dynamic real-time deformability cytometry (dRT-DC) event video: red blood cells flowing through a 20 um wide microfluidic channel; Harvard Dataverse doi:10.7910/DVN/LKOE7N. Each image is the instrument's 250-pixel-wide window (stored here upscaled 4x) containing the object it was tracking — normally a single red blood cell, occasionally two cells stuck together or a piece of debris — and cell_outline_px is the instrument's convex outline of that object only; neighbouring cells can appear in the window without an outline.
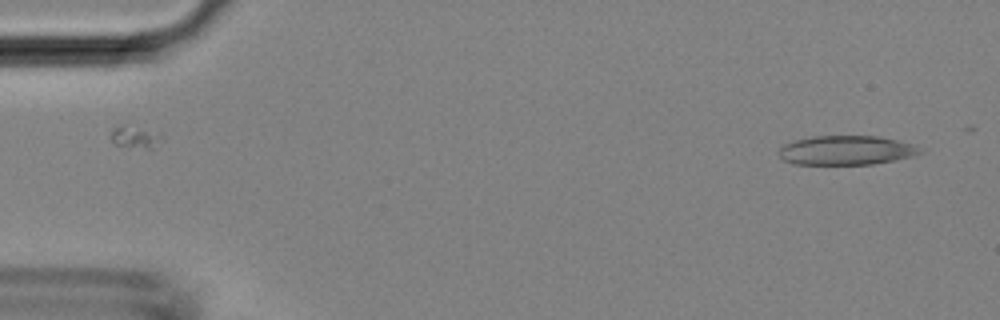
{"species": "Egyptian fruit bat (a non-hibernating species)", "species_latin": "Rousettus aegyptiacus", "temperature_condition": "room temperature", "stored_images_in_passage": 45, "camera_frame_rate_fps": 3000, "um_per_image_px": 0.085, "animal": {"sex": "female"}, "frame": {"image": 1, "passage_image": 2, "time_ms": 0.333, "image_size_px": [1000, 320], "cell_outline_px": [[920, 152], [916, 156], [896, 160], [872, 164], [792, 164], [784, 160], [780, 156], [780, 148], [784, 144], [796, 140], [812, 136], [880, 136], [912, 144]], "centroid_in_image_um": [71.91, 12.78], "position_along_channel_um": 13.1, "area_um2": 23.87}}
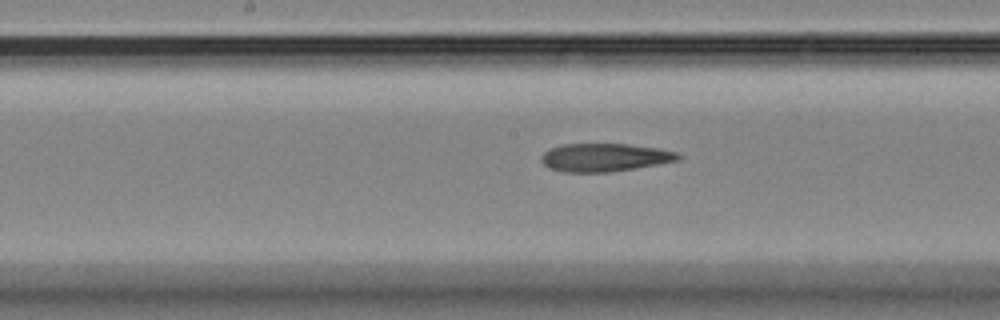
{"frame": {"image": 2, "passage_image": 22, "time_ms": 7.0, "image_size_px": [1000, 320], "cell_outline_px": [[684, 156], [680, 160], [636, 168], [608, 172], [564, 172], [548, 168], [540, 160], [540, 156], [548, 148], [560, 144], [628, 144], [660, 148], [676, 152]], "centroid_in_image_um": [51.39, 13.38], "position_along_channel_um": 196.8, "area_um2": 22.72}}
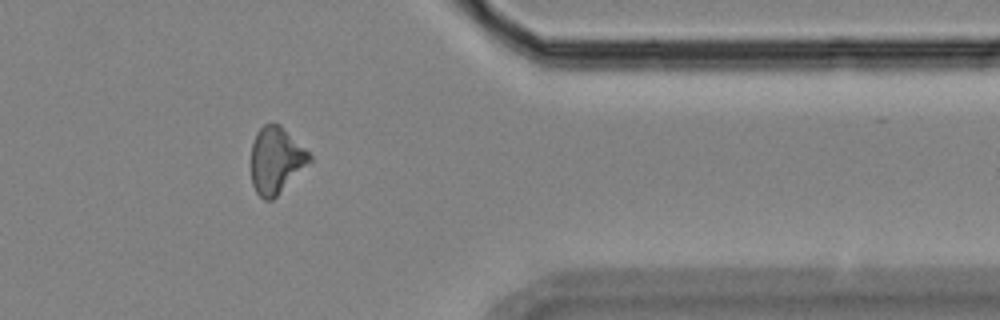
{"frame": {"image": 3, "passage_image": 36, "time_ms": 11.667, "image_size_px": [1000, 320], "cell_outline_px": [[312, 160], [272, 200], [264, 200], [256, 192], [252, 184], [252, 144], [256, 132], [264, 124], [280, 124], [312, 156]], "centroid_in_image_um": [23.45, 13.62], "position_along_channel_um": 387.9, "area_um2": 22.25}}